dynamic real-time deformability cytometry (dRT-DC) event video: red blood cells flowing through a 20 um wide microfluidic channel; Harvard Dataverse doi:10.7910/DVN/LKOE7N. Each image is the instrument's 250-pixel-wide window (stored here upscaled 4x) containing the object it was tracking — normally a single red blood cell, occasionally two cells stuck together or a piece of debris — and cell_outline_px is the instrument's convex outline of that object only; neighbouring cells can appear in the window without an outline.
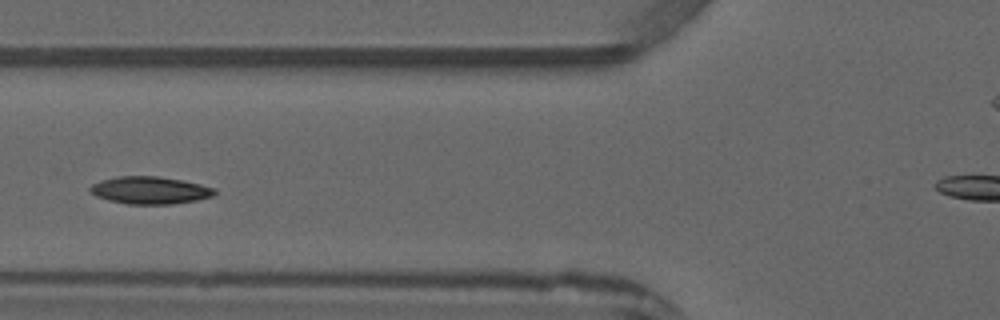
{"species": "common noctule bat (a hibernating species)", "species_latin": "Nyctalus noctula", "temperature_condition": "warm", "stored_images_in_passage": 4, "segment_of_instrument_passage": [1, 2], "camera_frame_rate_fps": 3000, "um_per_image_px": 0.085, "animal": {"sex": "male", "forearm_length_mm": 52.5}, "frame": {"image": 1, "passage_image": 3, "time_ms": 2.333, "image_size_px": [1000, 320], "cell_outline_px": [[216, 196], [196, 200], [172, 204], [128, 204], [108, 200], [96, 196], [88, 192], [88, 188], [92, 184], [100, 180], [116, 176], [160, 176], [200, 184], [216, 188]], "centroid_in_image_um": [12.73, 16.17], "position_along_channel_um": 113.1, "area_um2": 20.11}}